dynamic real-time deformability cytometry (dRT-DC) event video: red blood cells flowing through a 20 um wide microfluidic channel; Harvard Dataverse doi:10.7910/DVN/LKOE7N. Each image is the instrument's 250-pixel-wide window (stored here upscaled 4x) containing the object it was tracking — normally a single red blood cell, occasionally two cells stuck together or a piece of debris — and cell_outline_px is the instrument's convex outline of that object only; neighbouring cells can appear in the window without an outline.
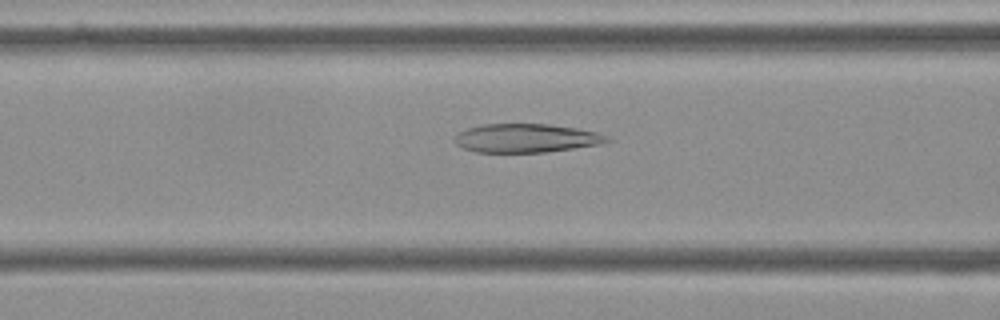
{"species": "Egyptian fruit bat (a non-hibernating species)", "species_latin": "Rousettus aegyptiacus", "temperature_condition": "cold", "stored_images_in_passage": 37, "camera_frame_rate_fps": 3000, "um_per_image_px": 0.085, "frame": {"image": 1, "passage_image": 9, "time_ms": 2.667, "image_size_px": [1000, 320], "cell_outline_px": [[612, 140], [600, 144], [544, 152], [476, 152], [464, 148], [456, 144], [452, 140], [452, 136], [468, 128], [484, 124], [548, 124], [576, 128], [596, 132], [608, 136]], "centroid_in_image_um": [44.69, 11.74], "position_along_channel_um": 121.9, "area_um2": 25.37}}
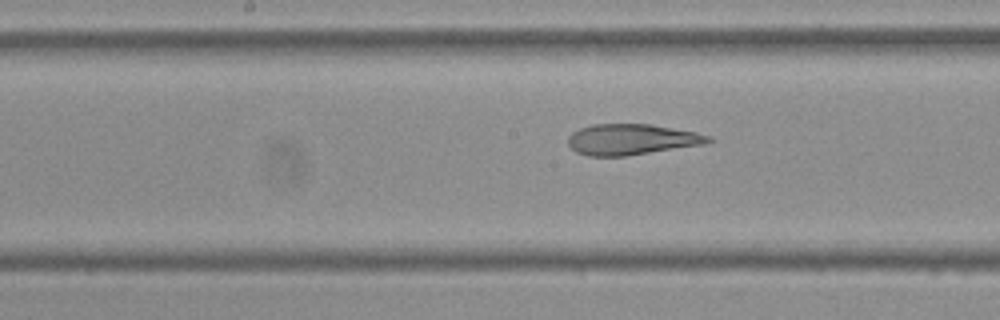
{"frame": {"image": 2, "passage_image": 15, "time_ms": 4.667, "image_size_px": [1000, 320], "cell_outline_px": [[716, 140], [704, 144], [628, 156], [588, 156], [576, 152], [568, 144], [568, 136], [572, 132], [580, 128], [592, 124], [648, 124], [696, 132], [712, 136]], "centroid_in_image_um": [53.7, 11.85], "position_along_channel_um": 194.5, "area_um2": 25.32}}
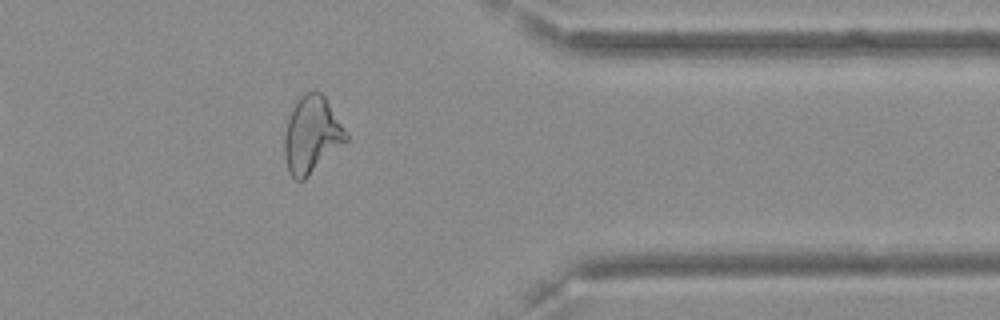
{"frame": {"image": 3, "passage_image": 32, "time_ms": 10.333, "image_size_px": [1000, 320], "cell_outline_px": [[348, 140], [304, 180], [296, 180], [288, 172], [284, 156], [284, 136], [288, 120], [292, 108], [300, 96], [308, 92], [320, 92], [324, 96], [348, 136]], "centroid_in_image_um": [26.46, 11.49], "position_along_channel_um": 384.9, "area_um2": 27.05}, "authors_computed_cell_mechanics": {"area_um2": 26.01, "velocity_mm_per_s": 3.6207, "shape_relaxation_time_tau1_ms": null, "shape_relaxation_time_tau2_ms": 2.218, "deformation_change_tau1": null, "deformation_change_tau2": 0.1093}}